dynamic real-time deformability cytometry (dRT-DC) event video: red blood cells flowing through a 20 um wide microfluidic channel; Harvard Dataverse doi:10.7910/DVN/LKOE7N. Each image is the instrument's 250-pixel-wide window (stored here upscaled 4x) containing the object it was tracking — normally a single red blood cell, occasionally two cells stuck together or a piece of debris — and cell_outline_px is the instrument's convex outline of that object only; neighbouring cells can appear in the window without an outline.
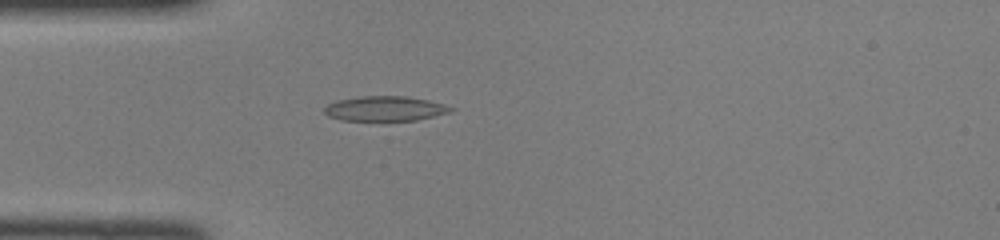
{"species": "common noctule bat (a hibernating species)", "species_latin": "Nyctalus noctula", "temperature_condition": "room temperature", "stored_images_in_passage": 34, "camera_frame_rate_fps": 3000, "um_per_image_px": 0.085, "animal": {"sex": "female", "body_mass_g": 22.0, "forearm_length_mm": 56.7}, "frame": {"image": 1, "passage_image": 1, "time_ms": 0.0, "image_size_px": [1000, 240], "cell_outline_px": [[456, 108], [448, 112], [416, 120], [344, 120], [328, 116], [324, 112], [324, 108], [328, 104], [340, 100], [360, 96], [404, 96], [428, 100], [444, 104]], "centroid_in_image_um": [32.72, 9.22], "position_along_channel_um": 52.3, "area_um2": 17.98}}
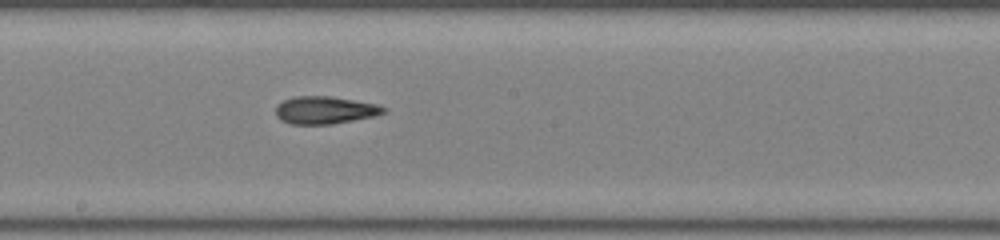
{"frame": {"image": 2, "passage_image": 13, "time_ms": 4.0, "image_size_px": [1000, 240], "cell_outline_px": [[388, 112], [372, 116], [332, 124], [292, 124], [280, 120], [276, 116], [276, 104], [292, 96], [332, 96], [376, 104], [388, 108]], "centroid_in_image_um": [27.6, 9.35], "position_along_channel_um": 220.6, "area_um2": 17.4}}
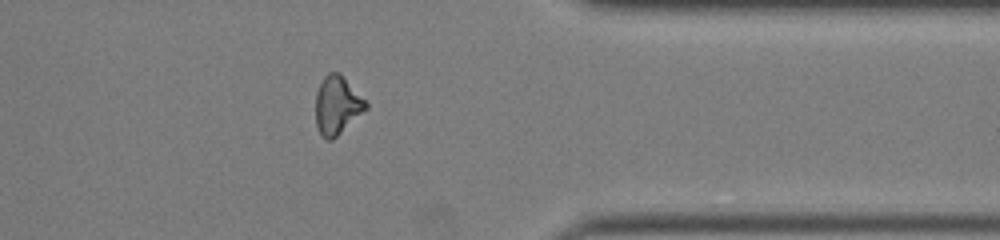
{"frame": {"image": 3, "passage_image": 25, "time_ms": 8.0, "image_size_px": [1000, 240], "cell_outline_px": [[368, 108], [332, 140], [328, 140], [320, 132], [316, 124], [316, 92], [324, 76], [328, 72], [340, 72], [368, 104]], "centroid_in_image_um": [28.65, 8.92], "position_along_channel_um": 382.7, "area_um2": 16.82}}